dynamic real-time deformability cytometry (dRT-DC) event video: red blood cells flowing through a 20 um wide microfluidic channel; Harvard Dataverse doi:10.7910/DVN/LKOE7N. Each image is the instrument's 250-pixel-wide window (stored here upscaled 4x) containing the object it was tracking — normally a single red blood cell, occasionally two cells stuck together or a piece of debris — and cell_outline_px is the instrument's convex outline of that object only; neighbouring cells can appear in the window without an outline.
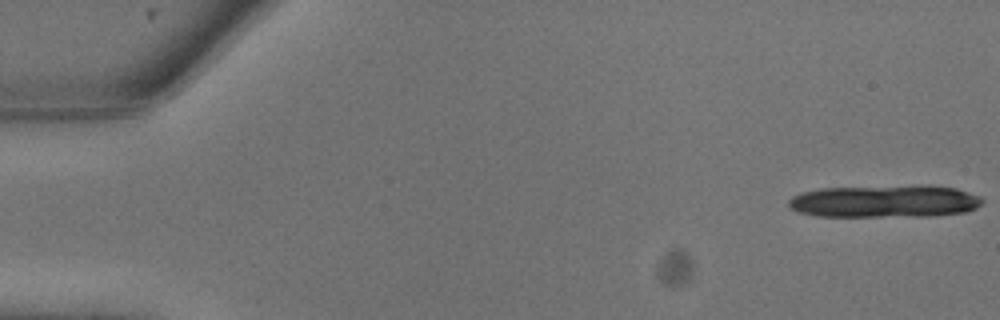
{"species": "common noctule bat (a hibernating species)", "species_latin": "Nyctalus noctula", "temperature_condition": "warm", "stored_images_in_passage": 9, "camera_frame_rate_fps": 3000, "um_per_image_px": 0.085, "animal": {"sex": "male", "body_mass_g": 13.3}, "frame": {"image": 1, "passage_image": 1, "time_ms": 0.0, "image_size_px": [1000, 320], "cell_outline_px": [[984, 200], [976, 208], [964, 212], [936, 216], [816, 216], [800, 212], [788, 208], [788, 200], [792, 196], [804, 192], [820, 188], [920, 184], [928, 184], [956, 188], [980, 196]], "centroid_in_image_um": [75.23, 17.09], "position_along_channel_um": 9.8, "area_um2": 37.34}}